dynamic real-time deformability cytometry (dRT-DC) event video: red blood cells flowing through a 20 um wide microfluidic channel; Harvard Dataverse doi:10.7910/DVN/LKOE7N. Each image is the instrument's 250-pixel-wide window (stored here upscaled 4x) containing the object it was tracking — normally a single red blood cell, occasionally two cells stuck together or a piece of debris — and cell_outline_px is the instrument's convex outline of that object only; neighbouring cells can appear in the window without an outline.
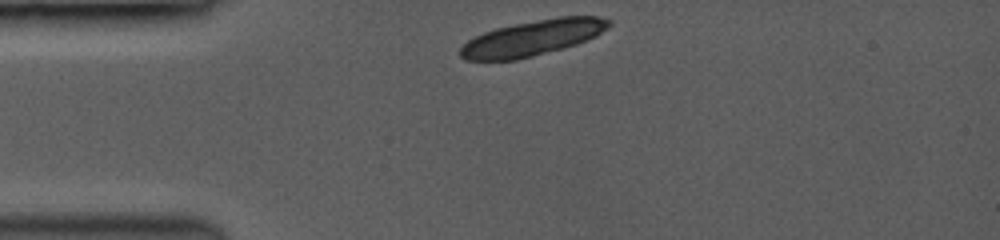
{"species": "common noctule bat (a hibernating species)", "species_latin": "Nyctalus noctula", "temperature_condition": "room temperature", "stored_images_in_passage": 38, "camera_frame_rate_fps": 3500, "um_per_image_px": 0.085, "animal": {"sex": "female", "body_mass_g": 19.0, "forearm_length_mm": 53.3}, "frame": {"image": 1, "passage_image": 1, "time_ms": 0.0, "image_size_px": [1000, 240], "cell_outline_px": [[612, 24], [596, 36], [576, 44], [516, 60], [464, 60], [460, 56], [460, 48], [468, 40], [484, 32], [496, 28], [556, 16], [600, 16], [612, 20]], "centroid_in_image_um": [45.29, 3.21], "position_along_channel_um": 39.7, "area_um2": 30.52}}